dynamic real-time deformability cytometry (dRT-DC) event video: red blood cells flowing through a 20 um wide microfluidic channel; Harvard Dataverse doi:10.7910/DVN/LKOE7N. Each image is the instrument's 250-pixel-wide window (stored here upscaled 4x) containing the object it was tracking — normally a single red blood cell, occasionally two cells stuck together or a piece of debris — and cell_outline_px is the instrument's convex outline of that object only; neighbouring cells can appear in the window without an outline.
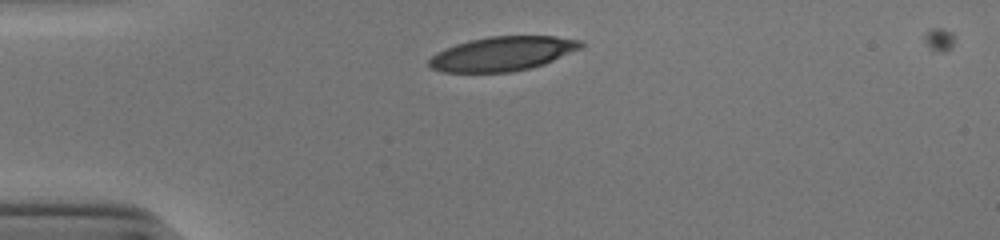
{"species": "human", "species_latin": "Homo sapiens", "temperature_condition": "cold", "stored_images_in_passage": 30, "camera_frame_rate_fps": 3000, "um_per_image_px": 0.085, "donor": {"sex": "male"}, "frame": {"image": 1, "passage_image": 1, "time_ms": 0.0, "image_size_px": [1000, 240], "cell_outline_px": [[584, 44], [580, 48], [544, 64], [532, 68], [512, 72], [444, 72], [428, 68], [428, 60], [436, 52], [444, 48], [468, 40], [488, 36], [556, 36], [584, 40]], "centroid_in_image_um": [42.69, 4.56], "position_along_channel_um": 42.3, "area_um2": 30.58}}
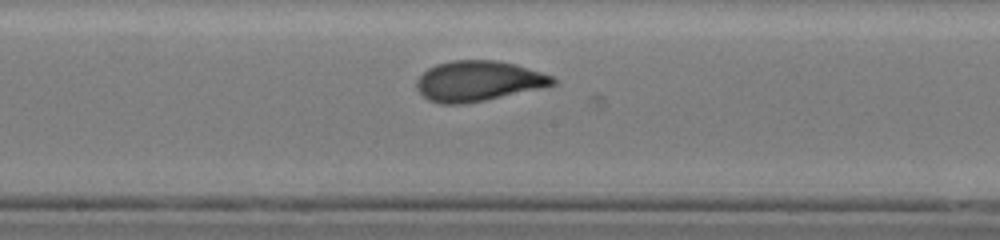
{"frame": {"image": 2, "passage_image": 16, "time_ms": 5.0, "image_size_px": [1000, 240], "cell_outline_px": [[556, 84], [544, 88], [464, 104], [440, 104], [428, 100], [416, 88], [416, 80], [428, 68], [436, 64], [452, 60], [496, 60], [516, 64], [552, 76], [556, 80]], "centroid_in_image_um": [40.65, 6.89], "position_along_channel_um": 207.5, "area_um2": 32.08}}
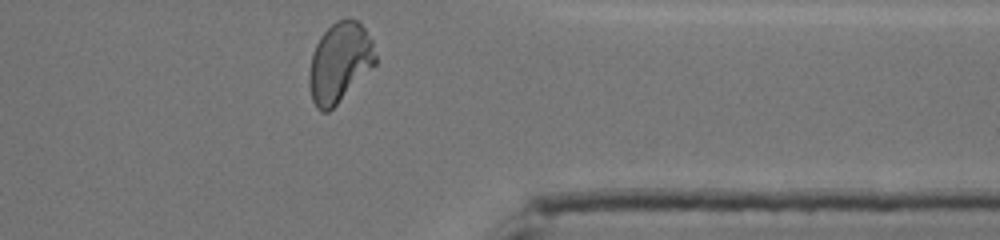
{"frame": {"image": 3, "passage_image": 30, "time_ms": 9.667, "image_size_px": [1000, 240], "cell_outline_px": [[376, 64], [328, 112], [320, 112], [316, 108], [312, 100], [308, 84], [308, 72], [312, 56], [316, 44], [320, 36], [336, 20], [348, 16], [356, 20], [364, 28], [372, 40], [376, 56]], "centroid_in_image_um": [28.85, 5.3], "position_along_channel_um": 382.5, "area_um2": 30.81}, "authors_computed_cell_mechanics": {"area_um2": 31.5299, "velocity_mm_per_s": 3.9257, "shape_relaxation_time_tau1_ms": 5.4038, "shape_relaxation_time_tau2_ms": 0.8389, "deformation_change_tau1": 0.2308, "deformation_change_tau2": 0.0677}}